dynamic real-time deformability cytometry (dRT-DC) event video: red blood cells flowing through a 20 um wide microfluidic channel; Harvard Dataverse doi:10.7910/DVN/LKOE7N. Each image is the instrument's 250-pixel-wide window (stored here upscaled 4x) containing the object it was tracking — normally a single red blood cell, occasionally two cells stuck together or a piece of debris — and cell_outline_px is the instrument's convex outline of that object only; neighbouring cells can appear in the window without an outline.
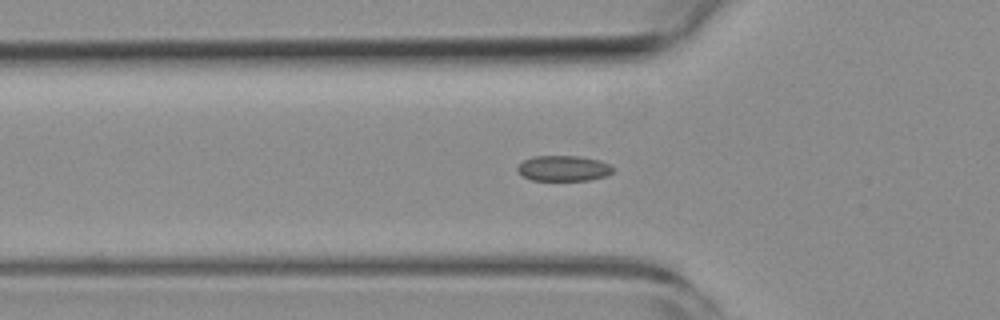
{"species": "common noctule bat (a hibernating species)", "species_latin": "Nyctalus noctula", "temperature_condition": "room temperature", "stored_images_in_passage": 55, "camera_frame_rate_fps": 3000, "um_per_image_px": 0.085, "animal": {"sex": "female", "body_mass_g": 19.3, "forearm_length_mm": 54.1}, "frame": {"image": 1, "passage_image": 18, "time_ms": 5.667, "image_size_px": [1000, 320], "cell_outline_px": [[616, 168], [612, 172], [604, 176], [592, 180], [532, 180], [524, 176], [516, 168], [524, 160], [532, 156], [580, 156], [600, 160]], "centroid_in_image_um": [47.93, 14.3], "position_along_channel_um": 77.9, "area_um2": 14.16}}
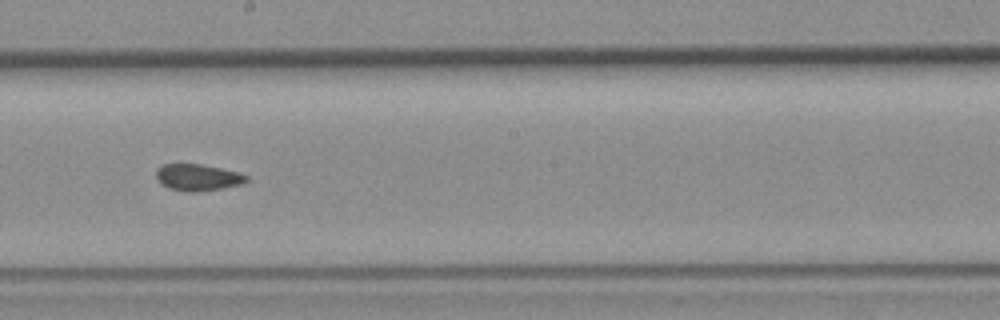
{"frame": {"image": 2, "passage_image": 30, "time_ms": 9.667, "image_size_px": [1000, 320], "cell_outline_px": [[248, 180], [244, 184], [196, 192], [184, 192], [168, 188], [156, 176], [156, 168], [164, 164], [200, 164], [240, 172], [248, 176]], "centroid_in_image_um": [16.84, 15.08], "position_along_channel_um": 231.4, "area_um2": 13.99}}
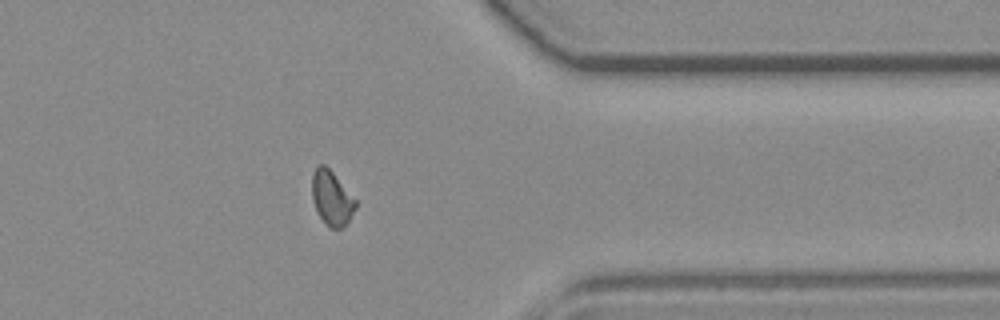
{"frame": {"image": 3, "passage_image": 43, "time_ms": 14.0, "image_size_px": [1000, 320], "cell_outline_px": [[356, 208], [348, 220], [340, 228], [332, 228], [324, 224], [316, 212], [312, 200], [312, 172], [320, 164], [324, 164], [332, 172], [356, 200]], "centroid_in_image_um": [28.16, 16.84], "position_along_channel_um": 383.2, "area_um2": 13.7}, "authors_computed_cell_mechanics": {"area_um2": 14.2766, "velocity_mm_per_s": 3.8293, "shape_relaxation_time_tau1_ms": null, "shape_relaxation_time_tau2_ms": 2.1579, "deformation_change_tau1": null, "deformation_change_tau2": 0.0658}}